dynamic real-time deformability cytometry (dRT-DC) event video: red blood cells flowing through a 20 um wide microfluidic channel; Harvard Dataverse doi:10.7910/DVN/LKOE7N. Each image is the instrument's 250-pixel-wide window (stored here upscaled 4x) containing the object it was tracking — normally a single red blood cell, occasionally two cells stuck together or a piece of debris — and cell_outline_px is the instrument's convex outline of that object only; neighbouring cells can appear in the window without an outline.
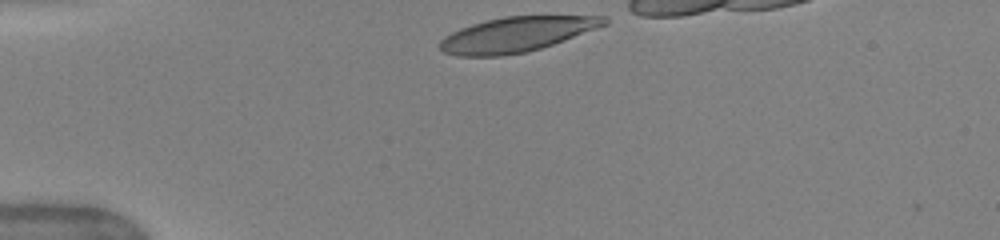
{"species": "human", "species_latin": "Homo sapiens", "temperature_condition": "warm", "stored_images_in_passage": 33, "camera_frame_rate_fps": 3000, "um_per_image_px": 0.085, "donor": {"sex": "female"}, "frame": {"image": 1, "passage_image": 1, "time_ms": 0.0, "image_size_px": [1000, 240], "cell_outline_px": [[608, 24], [564, 40], [540, 48], [524, 52], [500, 56], [456, 56], [444, 52], [440, 48], [440, 40], [444, 36], [460, 28], [484, 20], [504, 16], [608, 16]], "centroid_in_image_um": [43.88, 2.92], "position_along_channel_um": 41.1, "area_um2": 33.29}}
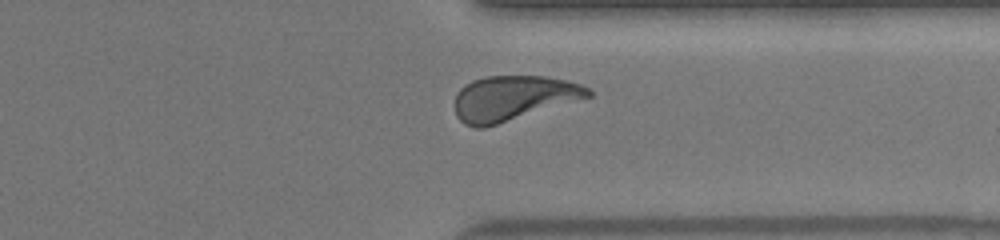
{"frame": {"image": 2, "passage_image": 28, "time_ms": 9.0, "image_size_px": [1000, 240], "cell_outline_px": [[592, 96], [484, 128], [476, 128], [464, 124], [456, 116], [456, 92], [464, 84], [472, 80], [484, 76], [544, 76], [564, 80], [580, 84], [588, 88], [592, 92]], "centroid_in_image_um": [43.58, 8.34], "position_along_channel_um": 367.8, "area_um2": 34.8}}